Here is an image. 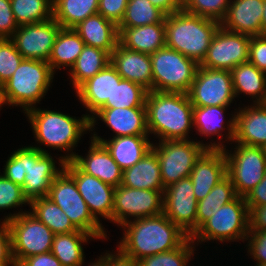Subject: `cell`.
Returning <instances> with one entry per match:
<instances>
[{
	"mask_svg": "<svg viewBox=\"0 0 266 266\" xmlns=\"http://www.w3.org/2000/svg\"><path fill=\"white\" fill-rule=\"evenodd\" d=\"M227 107L229 106H193V128L196 127L195 129L200 133V136L217 135L220 138L219 143H216V141L210 142V149H225L227 147L221 142L224 139L222 136L224 134L221 132L225 131V127L228 130L225 137H227V140L234 142L236 112L232 115V118L227 120V126H225L224 112L228 109Z\"/></svg>",
	"mask_w": 266,
	"mask_h": 266,
	"instance_id": "obj_26",
	"label": "cell"
},
{
	"mask_svg": "<svg viewBox=\"0 0 266 266\" xmlns=\"http://www.w3.org/2000/svg\"><path fill=\"white\" fill-rule=\"evenodd\" d=\"M110 63V55L101 49L85 45L75 64L69 69L70 80L76 90Z\"/></svg>",
	"mask_w": 266,
	"mask_h": 266,
	"instance_id": "obj_34",
	"label": "cell"
},
{
	"mask_svg": "<svg viewBox=\"0 0 266 266\" xmlns=\"http://www.w3.org/2000/svg\"><path fill=\"white\" fill-rule=\"evenodd\" d=\"M23 59L10 38H0V87L11 78Z\"/></svg>",
	"mask_w": 266,
	"mask_h": 266,
	"instance_id": "obj_43",
	"label": "cell"
},
{
	"mask_svg": "<svg viewBox=\"0 0 266 266\" xmlns=\"http://www.w3.org/2000/svg\"><path fill=\"white\" fill-rule=\"evenodd\" d=\"M18 266H63L52 252L33 255L25 258Z\"/></svg>",
	"mask_w": 266,
	"mask_h": 266,
	"instance_id": "obj_51",
	"label": "cell"
},
{
	"mask_svg": "<svg viewBox=\"0 0 266 266\" xmlns=\"http://www.w3.org/2000/svg\"><path fill=\"white\" fill-rule=\"evenodd\" d=\"M152 91L188 93L199 64L176 50L164 46L150 55Z\"/></svg>",
	"mask_w": 266,
	"mask_h": 266,
	"instance_id": "obj_7",
	"label": "cell"
},
{
	"mask_svg": "<svg viewBox=\"0 0 266 266\" xmlns=\"http://www.w3.org/2000/svg\"><path fill=\"white\" fill-rule=\"evenodd\" d=\"M118 253H108V266H139L138 260L124 254L119 248Z\"/></svg>",
	"mask_w": 266,
	"mask_h": 266,
	"instance_id": "obj_52",
	"label": "cell"
},
{
	"mask_svg": "<svg viewBox=\"0 0 266 266\" xmlns=\"http://www.w3.org/2000/svg\"><path fill=\"white\" fill-rule=\"evenodd\" d=\"M88 155L85 157L75 152L58 158L59 166L65 167L66 162L73 161L84 173L92 175L104 183L118 187L122 183L123 170L111 157L105 146L91 139Z\"/></svg>",
	"mask_w": 266,
	"mask_h": 266,
	"instance_id": "obj_19",
	"label": "cell"
},
{
	"mask_svg": "<svg viewBox=\"0 0 266 266\" xmlns=\"http://www.w3.org/2000/svg\"><path fill=\"white\" fill-rule=\"evenodd\" d=\"M16 266L25 258L51 251L55 234L30 211L7 215Z\"/></svg>",
	"mask_w": 266,
	"mask_h": 266,
	"instance_id": "obj_8",
	"label": "cell"
},
{
	"mask_svg": "<svg viewBox=\"0 0 266 266\" xmlns=\"http://www.w3.org/2000/svg\"><path fill=\"white\" fill-rule=\"evenodd\" d=\"M18 27L10 0H0V38H11Z\"/></svg>",
	"mask_w": 266,
	"mask_h": 266,
	"instance_id": "obj_47",
	"label": "cell"
},
{
	"mask_svg": "<svg viewBox=\"0 0 266 266\" xmlns=\"http://www.w3.org/2000/svg\"><path fill=\"white\" fill-rule=\"evenodd\" d=\"M233 91L237 95L251 96L253 103H263L266 99V73L256 68L249 61L235 66L231 71Z\"/></svg>",
	"mask_w": 266,
	"mask_h": 266,
	"instance_id": "obj_31",
	"label": "cell"
},
{
	"mask_svg": "<svg viewBox=\"0 0 266 266\" xmlns=\"http://www.w3.org/2000/svg\"><path fill=\"white\" fill-rule=\"evenodd\" d=\"M0 224V264L16 266L12 256L11 233L7 222Z\"/></svg>",
	"mask_w": 266,
	"mask_h": 266,
	"instance_id": "obj_48",
	"label": "cell"
},
{
	"mask_svg": "<svg viewBox=\"0 0 266 266\" xmlns=\"http://www.w3.org/2000/svg\"><path fill=\"white\" fill-rule=\"evenodd\" d=\"M90 130L93 131L97 118L115 133L113 137L131 135H149L147 129L146 107L133 108H100L89 115Z\"/></svg>",
	"mask_w": 266,
	"mask_h": 266,
	"instance_id": "obj_20",
	"label": "cell"
},
{
	"mask_svg": "<svg viewBox=\"0 0 266 266\" xmlns=\"http://www.w3.org/2000/svg\"><path fill=\"white\" fill-rule=\"evenodd\" d=\"M90 239L95 238L81 230L55 234L51 252L63 266H82L85 261L82 245L88 243Z\"/></svg>",
	"mask_w": 266,
	"mask_h": 266,
	"instance_id": "obj_32",
	"label": "cell"
},
{
	"mask_svg": "<svg viewBox=\"0 0 266 266\" xmlns=\"http://www.w3.org/2000/svg\"><path fill=\"white\" fill-rule=\"evenodd\" d=\"M61 28L52 17L46 21L19 26L10 39L24 59L48 62Z\"/></svg>",
	"mask_w": 266,
	"mask_h": 266,
	"instance_id": "obj_17",
	"label": "cell"
},
{
	"mask_svg": "<svg viewBox=\"0 0 266 266\" xmlns=\"http://www.w3.org/2000/svg\"><path fill=\"white\" fill-rule=\"evenodd\" d=\"M30 212L45 224L54 234L78 231L65 212L48 197L33 199Z\"/></svg>",
	"mask_w": 266,
	"mask_h": 266,
	"instance_id": "obj_36",
	"label": "cell"
},
{
	"mask_svg": "<svg viewBox=\"0 0 266 266\" xmlns=\"http://www.w3.org/2000/svg\"><path fill=\"white\" fill-rule=\"evenodd\" d=\"M122 77L116 69L109 63L103 70L99 71L92 78L81 84L76 90V96L93 115L107 101L112 100V94L116 83H119Z\"/></svg>",
	"mask_w": 266,
	"mask_h": 266,
	"instance_id": "obj_24",
	"label": "cell"
},
{
	"mask_svg": "<svg viewBox=\"0 0 266 266\" xmlns=\"http://www.w3.org/2000/svg\"><path fill=\"white\" fill-rule=\"evenodd\" d=\"M247 206L266 205V172L264 178L246 196Z\"/></svg>",
	"mask_w": 266,
	"mask_h": 266,
	"instance_id": "obj_50",
	"label": "cell"
},
{
	"mask_svg": "<svg viewBox=\"0 0 266 266\" xmlns=\"http://www.w3.org/2000/svg\"><path fill=\"white\" fill-rule=\"evenodd\" d=\"M238 110L235 116L234 142L262 147L266 144V106L254 103Z\"/></svg>",
	"mask_w": 266,
	"mask_h": 266,
	"instance_id": "obj_25",
	"label": "cell"
},
{
	"mask_svg": "<svg viewBox=\"0 0 266 266\" xmlns=\"http://www.w3.org/2000/svg\"><path fill=\"white\" fill-rule=\"evenodd\" d=\"M153 6L161 10L165 15L183 10V0H149Z\"/></svg>",
	"mask_w": 266,
	"mask_h": 266,
	"instance_id": "obj_53",
	"label": "cell"
},
{
	"mask_svg": "<svg viewBox=\"0 0 266 266\" xmlns=\"http://www.w3.org/2000/svg\"><path fill=\"white\" fill-rule=\"evenodd\" d=\"M195 243L188 237L174 250L147 256L138 261L139 266H187L194 255Z\"/></svg>",
	"mask_w": 266,
	"mask_h": 266,
	"instance_id": "obj_41",
	"label": "cell"
},
{
	"mask_svg": "<svg viewBox=\"0 0 266 266\" xmlns=\"http://www.w3.org/2000/svg\"><path fill=\"white\" fill-rule=\"evenodd\" d=\"M99 0H53V18L62 28H74L98 13Z\"/></svg>",
	"mask_w": 266,
	"mask_h": 266,
	"instance_id": "obj_35",
	"label": "cell"
},
{
	"mask_svg": "<svg viewBox=\"0 0 266 266\" xmlns=\"http://www.w3.org/2000/svg\"><path fill=\"white\" fill-rule=\"evenodd\" d=\"M250 37L219 27L207 50L201 67L231 71L249 59Z\"/></svg>",
	"mask_w": 266,
	"mask_h": 266,
	"instance_id": "obj_15",
	"label": "cell"
},
{
	"mask_svg": "<svg viewBox=\"0 0 266 266\" xmlns=\"http://www.w3.org/2000/svg\"><path fill=\"white\" fill-rule=\"evenodd\" d=\"M64 170L74 179L93 217L99 222L100 216L112 222L115 187L84 173L73 161L66 162Z\"/></svg>",
	"mask_w": 266,
	"mask_h": 266,
	"instance_id": "obj_18",
	"label": "cell"
},
{
	"mask_svg": "<svg viewBox=\"0 0 266 266\" xmlns=\"http://www.w3.org/2000/svg\"><path fill=\"white\" fill-rule=\"evenodd\" d=\"M163 213L191 237L196 231L198 201L190 177L170 184L163 192Z\"/></svg>",
	"mask_w": 266,
	"mask_h": 266,
	"instance_id": "obj_16",
	"label": "cell"
},
{
	"mask_svg": "<svg viewBox=\"0 0 266 266\" xmlns=\"http://www.w3.org/2000/svg\"><path fill=\"white\" fill-rule=\"evenodd\" d=\"M201 142L193 141V139L159 140V144L152 145V150L159 159L164 188L189 177L197 159L206 149H210L209 143Z\"/></svg>",
	"mask_w": 266,
	"mask_h": 266,
	"instance_id": "obj_11",
	"label": "cell"
},
{
	"mask_svg": "<svg viewBox=\"0 0 266 266\" xmlns=\"http://www.w3.org/2000/svg\"><path fill=\"white\" fill-rule=\"evenodd\" d=\"M96 260L93 263H89L88 266H108V252L100 255L99 259Z\"/></svg>",
	"mask_w": 266,
	"mask_h": 266,
	"instance_id": "obj_54",
	"label": "cell"
},
{
	"mask_svg": "<svg viewBox=\"0 0 266 266\" xmlns=\"http://www.w3.org/2000/svg\"><path fill=\"white\" fill-rule=\"evenodd\" d=\"M261 35L266 36V0H264L263 14L261 20Z\"/></svg>",
	"mask_w": 266,
	"mask_h": 266,
	"instance_id": "obj_55",
	"label": "cell"
},
{
	"mask_svg": "<svg viewBox=\"0 0 266 266\" xmlns=\"http://www.w3.org/2000/svg\"><path fill=\"white\" fill-rule=\"evenodd\" d=\"M74 30L85 45L104 50L109 55L119 43L118 26L98 13L81 21Z\"/></svg>",
	"mask_w": 266,
	"mask_h": 266,
	"instance_id": "obj_28",
	"label": "cell"
},
{
	"mask_svg": "<svg viewBox=\"0 0 266 266\" xmlns=\"http://www.w3.org/2000/svg\"><path fill=\"white\" fill-rule=\"evenodd\" d=\"M147 93L148 90L142 85L121 79L115 85L112 100L107 101L101 108L145 107Z\"/></svg>",
	"mask_w": 266,
	"mask_h": 266,
	"instance_id": "obj_40",
	"label": "cell"
},
{
	"mask_svg": "<svg viewBox=\"0 0 266 266\" xmlns=\"http://www.w3.org/2000/svg\"><path fill=\"white\" fill-rule=\"evenodd\" d=\"M247 207L249 231H266V205Z\"/></svg>",
	"mask_w": 266,
	"mask_h": 266,
	"instance_id": "obj_49",
	"label": "cell"
},
{
	"mask_svg": "<svg viewBox=\"0 0 266 266\" xmlns=\"http://www.w3.org/2000/svg\"><path fill=\"white\" fill-rule=\"evenodd\" d=\"M226 176L227 163L223 149H206L195 162L189 175L196 200L205 198Z\"/></svg>",
	"mask_w": 266,
	"mask_h": 266,
	"instance_id": "obj_21",
	"label": "cell"
},
{
	"mask_svg": "<svg viewBox=\"0 0 266 266\" xmlns=\"http://www.w3.org/2000/svg\"><path fill=\"white\" fill-rule=\"evenodd\" d=\"M248 207L244 197L221 206L191 236L195 243L218 240L220 242L246 239L249 233ZM197 239V240H196ZM244 239V240H243ZM201 240V241H200Z\"/></svg>",
	"mask_w": 266,
	"mask_h": 266,
	"instance_id": "obj_9",
	"label": "cell"
},
{
	"mask_svg": "<svg viewBox=\"0 0 266 266\" xmlns=\"http://www.w3.org/2000/svg\"><path fill=\"white\" fill-rule=\"evenodd\" d=\"M18 26L46 21L53 17V0H10Z\"/></svg>",
	"mask_w": 266,
	"mask_h": 266,
	"instance_id": "obj_38",
	"label": "cell"
},
{
	"mask_svg": "<svg viewBox=\"0 0 266 266\" xmlns=\"http://www.w3.org/2000/svg\"><path fill=\"white\" fill-rule=\"evenodd\" d=\"M220 22L184 10L165 16L166 46L199 65L206 57Z\"/></svg>",
	"mask_w": 266,
	"mask_h": 266,
	"instance_id": "obj_4",
	"label": "cell"
},
{
	"mask_svg": "<svg viewBox=\"0 0 266 266\" xmlns=\"http://www.w3.org/2000/svg\"><path fill=\"white\" fill-rule=\"evenodd\" d=\"M262 150H263L264 156H265V158H266V144H264V145L262 146Z\"/></svg>",
	"mask_w": 266,
	"mask_h": 266,
	"instance_id": "obj_56",
	"label": "cell"
},
{
	"mask_svg": "<svg viewBox=\"0 0 266 266\" xmlns=\"http://www.w3.org/2000/svg\"><path fill=\"white\" fill-rule=\"evenodd\" d=\"M235 144L234 151L223 149L227 163V176L231 179L237 196L245 198L264 178L266 158L262 147Z\"/></svg>",
	"mask_w": 266,
	"mask_h": 266,
	"instance_id": "obj_12",
	"label": "cell"
},
{
	"mask_svg": "<svg viewBox=\"0 0 266 266\" xmlns=\"http://www.w3.org/2000/svg\"><path fill=\"white\" fill-rule=\"evenodd\" d=\"M85 43L74 28H61L55 39L48 63L52 70L71 67L82 52ZM66 66V67H65Z\"/></svg>",
	"mask_w": 266,
	"mask_h": 266,
	"instance_id": "obj_33",
	"label": "cell"
},
{
	"mask_svg": "<svg viewBox=\"0 0 266 266\" xmlns=\"http://www.w3.org/2000/svg\"><path fill=\"white\" fill-rule=\"evenodd\" d=\"M264 0H230L220 25L225 30L248 36L261 35Z\"/></svg>",
	"mask_w": 266,
	"mask_h": 266,
	"instance_id": "obj_23",
	"label": "cell"
},
{
	"mask_svg": "<svg viewBox=\"0 0 266 266\" xmlns=\"http://www.w3.org/2000/svg\"><path fill=\"white\" fill-rule=\"evenodd\" d=\"M248 61L266 73V36L256 35L250 37Z\"/></svg>",
	"mask_w": 266,
	"mask_h": 266,
	"instance_id": "obj_46",
	"label": "cell"
},
{
	"mask_svg": "<svg viewBox=\"0 0 266 266\" xmlns=\"http://www.w3.org/2000/svg\"><path fill=\"white\" fill-rule=\"evenodd\" d=\"M47 197L65 212L78 230L91 234L95 239H107L102 223L90 213L74 179L65 170L53 180Z\"/></svg>",
	"mask_w": 266,
	"mask_h": 266,
	"instance_id": "obj_10",
	"label": "cell"
},
{
	"mask_svg": "<svg viewBox=\"0 0 266 266\" xmlns=\"http://www.w3.org/2000/svg\"><path fill=\"white\" fill-rule=\"evenodd\" d=\"M165 16L149 0H129L124 17L118 27H140L161 23Z\"/></svg>",
	"mask_w": 266,
	"mask_h": 266,
	"instance_id": "obj_39",
	"label": "cell"
},
{
	"mask_svg": "<svg viewBox=\"0 0 266 266\" xmlns=\"http://www.w3.org/2000/svg\"><path fill=\"white\" fill-rule=\"evenodd\" d=\"M145 107L149 134L160 141L189 139L193 105L188 93L148 91Z\"/></svg>",
	"mask_w": 266,
	"mask_h": 266,
	"instance_id": "obj_3",
	"label": "cell"
},
{
	"mask_svg": "<svg viewBox=\"0 0 266 266\" xmlns=\"http://www.w3.org/2000/svg\"><path fill=\"white\" fill-rule=\"evenodd\" d=\"M30 205V202L24 196L22 186L15 184L9 179L0 175V210L12 209L22 206L23 204Z\"/></svg>",
	"mask_w": 266,
	"mask_h": 266,
	"instance_id": "obj_44",
	"label": "cell"
},
{
	"mask_svg": "<svg viewBox=\"0 0 266 266\" xmlns=\"http://www.w3.org/2000/svg\"><path fill=\"white\" fill-rule=\"evenodd\" d=\"M119 43L127 49L153 54L166 46L165 19L140 27H118Z\"/></svg>",
	"mask_w": 266,
	"mask_h": 266,
	"instance_id": "obj_29",
	"label": "cell"
},
{
	"mask_svg": "<svg viewBox=\"0 0 266 266\" xmlns=\"http://www.w3.org/2000/svg\"><path fill=\"white\" fill-rule=\"evenodd\" d=\"M230 0H183V10L221 23Z\"/></svg>",
	"mask_w": 266,
	"mask_h": 266,
	"instance_id": "obj_42",
	"label": "cell"
},
{
	"mask_svg": "<svg viewBox=\"0 0 266 266\" xmlns=\"http://www.w3.org/2000/svg\"><path fill=\"white\" fill-rule=\"evenodd\" d=\"M110 64L122 79L138 83L152 91V64L149 54L127 49L118 43L110 54Z\"/></svg>",
	"mask_w": 266,
	"mask_h": 266,
	"instance_id": "obj_22",
	"label": "cell"
},
{
	"mask_svg": "<svg viewBox=\"0 0 266 266\" xmlns=\"http://www.w3.org/2000/svg\"><path fill=\"white\" fill-rule=\"evenodd\" d=\"M237 197L231 179L226 176L216 184L209 194L198 201L196 230L208 220L221 206L233 201Z\"/></svg>",
	"mask_w": 266,
	"mask_h": 266,
	"instance_id": "obj_37",
	"label": "cell"
},
{
	"mask_svg": "<svg viewBox=\"0 0 266 266\" xmlns=\"http://www.w3.org/2000/svg\"><path fill=\"white\" fill-rule=\"evenodd\" d=\"M123 239L118 248L126 255L140 260L179 247L189 236L164 213L133 219L121 226Z\"/></svg>",
	"mask_w": 266,
	"mask_h": 266,
	"instance_id": "obj_1",
	"label": "cell"
},
{
	"mask_svg": "<svg viewBox=\"0 0 266 266\" xmlns=\"http://www.w3.org/2000/svg\"><path fill=\"white\" fill-rule=\"evenodd\" d=\"M11 154L2 175L22 186L29 202L47 197L51 183L64 168L57 169L54 158L40 146H24Z\"/></svg>",
	"mask_w": 266,
	"mask_h": 266,
	"instance_id": "obj_2",
	"label": "cell"
},
{
	"mask_svg": "<svg viewBox=\"0 0 266 266\" xmlns=\"http://www.w3.org/2000/svg\"><path fill=\"white\" fill-rule=\"evenodd\" d=\"M163 192L123 185L115 187L112 222L122 226L131 220L130 216L135 220L162 214Z\"/></svg>",
	"mask_w": 266,
	"mask_h": 266,
	"instance_id": "obj_13",
	"label": "cell"
},
{
	"mask_svg": "<svg viewBox=\"0 0 266 266\" xmlns=\"http://www.w3.org/2000/svg\"><path fill=\"white\" fill-rule=\"evenodd\" d=\"M1 92H0V108L2 107Z\"/></svg>",
	"mask_w": 266,
	"mask_h": 266,
	"instance_id": "obj_57",
	"label": "cell"
},
{
	"mask_svg": "<svg viewBox=\"0 0 266 266\" xmlns=\"http://www.w3.org/2000/svg\"><path fill=\"white\" fill-rule=\"evenodd\" d=\"M37 143L53 149L71 152L79 140L90 130L87 113L81 119L54 110L33 107L25 112ZM85 132V133H84Z\"/></svg>",
	"mask_w": 266,
	"mask_h": 266,
	"instance_id": "obj_5",
	"label": "cell"
},
{
	"mask_svg": "<svg viewBox=\"0 0 266 266\" xmlns=\"http://www.w3.org/2000/svg\"><path fill=\"white\" fill-rule=\"evenodd\" d=\"M129 0H99L98 14L117 26L121 23Z\"/></svg>",
	"mask_w": 266,
	"mask_h": 266,
	"instance_id": "obj_45",
	"label": "cell"
},
{
	"mask_svg": "<svg viewBox=\"0 0 266 266\" xmlns=\"http://www.w3.org/2000/svg\"><path fill=\"white\" fill-rule=\"evenodd\" d=\"M188 96L193 106H229L235 101L230 71L199 66Z\"/></svg>",
	"mask_w": 266,
	"mask_h": 266,
	"instance_id": "obj_14",
	"label": "cell"
},
{
	"mask_svg": "<svg viewBox=\"0 0 266 266\" xmlns=\"http://www.w3.org/2000/svg\"><path fill=\"white\" fill-rule=\"evenodd\" d=\"M54 74L47 61L23 59L11 78L0 87L2 104L20 106L25 113L49 91Z\"/></svg>",
	"mask_w": 266,
	"mask_h": 266,
	"instance_id": "obj_6",
	"label": "cell"
},
{
	"mask_svg": "<svg viewBox=\"0 0 266 266\" xmlns=\"http://www.w3.org/2000/svg\"><path fill=\"white\" fill-rule=\"evenodd\" d=\"M121 185L135 189L164 191L159 159L152 149L132 167L123 170Z\"/></svg>",
	"mask_w": 266,
	"mask_h": 266,
	"instance_id": "obj_30",
	"label": "cell"
},
{
	"mask_svg": "<svg viewBox=\"0 0 266 266\" xmlns=\"http://www.w3.org/2000/svg\"><path fill=\"white\" fill-rule=\"evenodd\" d=\"M93 132L90 139L101 142L122 170L132 167L151 149L153 143L148 135H131L103 139Z\"/></svg>",
	"mask_w": 266,
	"mask_h": 266,
	"instance_id": "obj_27",
	"label": "cell"
}]
</instances>
